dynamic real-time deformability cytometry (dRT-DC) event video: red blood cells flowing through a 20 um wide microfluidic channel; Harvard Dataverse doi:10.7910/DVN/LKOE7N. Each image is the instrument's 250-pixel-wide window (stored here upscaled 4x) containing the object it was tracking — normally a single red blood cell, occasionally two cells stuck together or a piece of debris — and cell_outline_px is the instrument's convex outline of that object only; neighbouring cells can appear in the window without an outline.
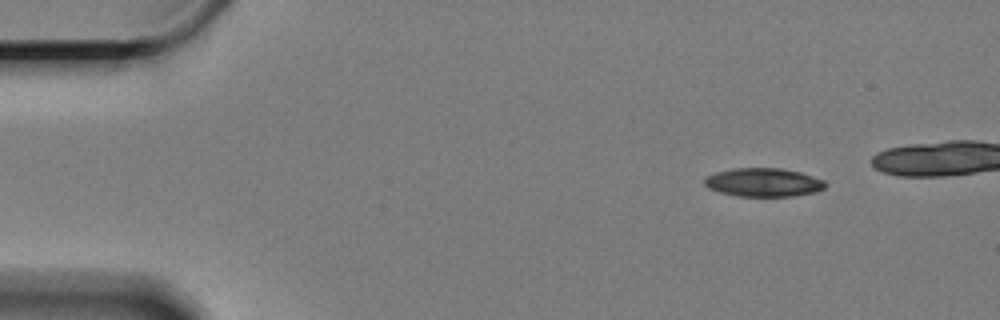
{"species": "Egyptian fruit bat (a non-hibernating species)", "species_latin": "Rousettus aegyptiacus", "temperature_condition": "cold", "stored_images_in_passage": 47, "camera_frame_rate_fps": 3000, "um_per_image_px": 0.085, "animal": {"sex": "female"}, "frame": {"image": 1, "passage_image": 1, "time_ms": 0.0, "image_size_px": [1000, 320], "cell_outline_px": [[828, 184], [824, 188], [816, 192], [796, 196], [736, 196], [720, 192], [708, 188], [704, 184], [704, 176], [716, 172], [732, 168], [780, 168], [800, 172], [824, 180]], "centroid_in_image_um": [64.89, 15.5], "position_along_channel_um": 20.1, "area_um2": 20.29}}
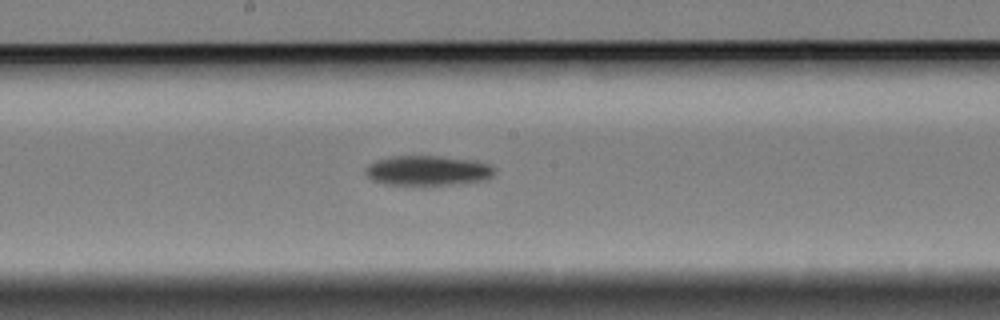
{"frame": {"image": 2, "passage_image": 26, "time_ms": 8.333, "image_size_px": [1000, 320], "cell_outline_px": [[496, 172], [492, 176], [480, 180], [448, 184], [384, 184], [372, 180], [364, 172], [364, 168], [368, 164], [376, 160], [388, 156], [440, 156], [476, 160], [488, 164], [496, 168]], "centroid_in_image_um": [36.32, 14.47], "position_along_channel_um": 211.9, "area_um2": 22.37}}
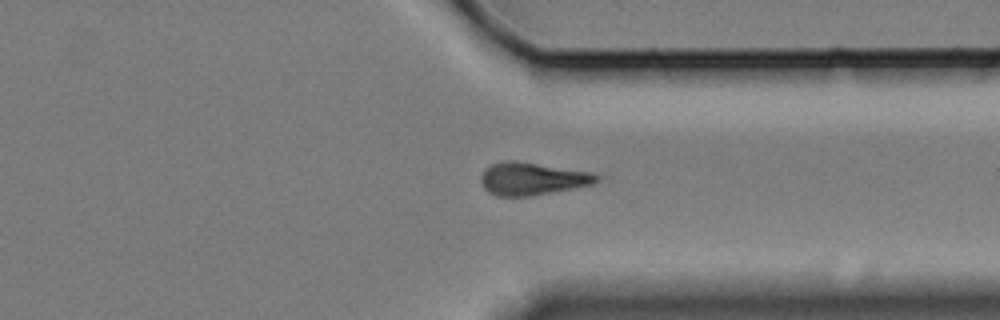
{"frame": {"image": 3, "passage_image": 40, "time_ms": 13.0, "image_size_px": [1000, 320], "cell_outline_px": [[608, 176], [592, 184], [572, 188], [528, 196], [496, 196], [488, 192], [484, 188], [480, 180], [480, 176], [492, 164], [504, 160], [516, 160], [592, 172]], "centroid_in_image_um": [45.3, 15.18], "position_along_channel_um": 366.1, "area_um2": 22.14}, "authors_computed_cell_mechanics": {"area_um2": 22.0796, "velocity_mm_per_s": 3.3118, "shape_relaxation_time_tau1_ms": 4.7627, "shape_relaxation_time_tau2_ms": null, "deformation_change_tau1": 0.0917, "deformation_change_tau2": null}}